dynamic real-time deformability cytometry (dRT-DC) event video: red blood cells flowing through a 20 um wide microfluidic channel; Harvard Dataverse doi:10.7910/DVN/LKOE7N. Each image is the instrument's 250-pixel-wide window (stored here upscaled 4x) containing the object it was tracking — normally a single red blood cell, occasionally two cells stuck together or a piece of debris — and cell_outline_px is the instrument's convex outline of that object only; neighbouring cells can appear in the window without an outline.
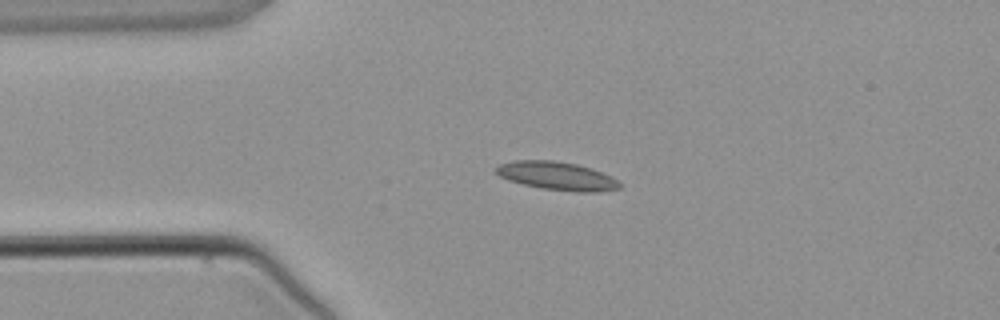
{"species": "common noctule bat (a hibernating species)", "species_latin": "Nyctalus noctula", "temperature_condition": "warm", "stored_images_in_passage": 4, "camera_frame_rate_fps": 3000, "um_per_image_px": 0.085, "animal": {"sex": "male", "body_mass_g": 21.5, "forearm_length_mm": 52.0}, "frame": {"image": 1, "passage_image": 2, "time_ms": 1.333, "image_size_px": [1000, 320], "cell_outline_px": [[620, 188], [600, 192], [576, 192], [544, 188], [524, 184], [508, 180], [500, 176], [496, 172], [496, 168], [500, 164], [516, 160], [552, 160], [576, 164], [592, 168], [612, 176], [620, 184]], "centroid_in_image_um": [47.37, 14.95], "position_along_channel_um": 37.6, "area_um2": 20.23}}